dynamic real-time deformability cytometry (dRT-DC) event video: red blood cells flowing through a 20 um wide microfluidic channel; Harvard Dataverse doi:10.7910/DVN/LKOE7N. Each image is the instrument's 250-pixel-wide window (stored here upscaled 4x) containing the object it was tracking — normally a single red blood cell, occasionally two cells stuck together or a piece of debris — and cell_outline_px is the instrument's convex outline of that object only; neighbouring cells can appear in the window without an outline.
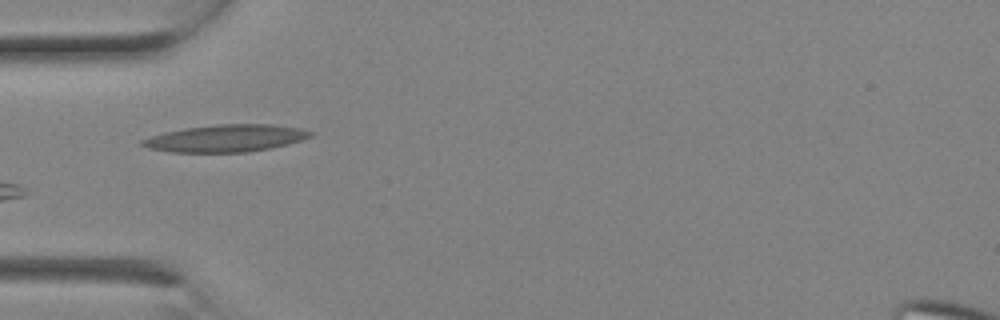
{"species": "Egyptian fruit bat (a non-hibernating species)", "species_latin": "Rousettus aegyptiacus", "temperature_condition": "room temperature", "stored_images_in_passage": 2, "camera_frame_rate_fps": 3000, "um_per_image_px": 0.085, "animal": {"sex": "female"}, "frame": {"image": 1, "passage_image": 2, "time_ms": 0.333, "image_size_px": [1000, 320], "cell_outline_px": [[316, 132], [312, 136], [288, 144], [248, 152], [168, 152], [148, 148], [140, 144], [140, 140], [164, 132], [184, 128], [220, 124], [272, 124], [300, 128]], "centroid_in_image_um": [19.2, 11.75], "position_along_channel_um": 65.8, "area_um2": 26.65}}